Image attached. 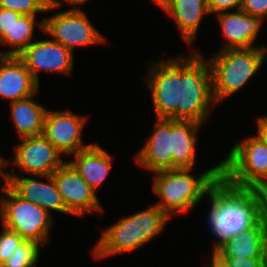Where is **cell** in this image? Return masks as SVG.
Returning <instances> with one entry per match:
<instances>
[{
    "label": "cell",
    "mask_w": 267,
    "mask_h": 267,
    "mask_svg": "<svg viewBox=\"0 0 267 267\" xmlns=\"http://www.w3.org/2000/svg\"><path fill=\"white\" fill-rule=\"evenodd\" d=\"M39 88L19 56L0 55V97L14 102L36 95Z\"/></svg>",
    "instance_id": "16"
},
{
    "label": "cell",
    "mask_w": 267,
    "mask_h": 267,
    "mask_svg": "<svg viewBox=\"0 0 267 267\" xmlns=\"http://www.w3.org/2000/svg\"><path fill=\"white\" fill-rule=\"evenodd\" d=\"M46 181L23 177L8 172V186L21 198L32 202L49 214L51 210L71 215L66 209L63 198L58 191L52 175L44 176Z\"/></svg>",
    "instance_id": "15"
},
{
    "label": "cell",
    "mask_w": 267,
    "mask_h": 267,
    "mask_svg": "<svg viewBox=\"0 0 267 267\" xmlns=\"http://www.w3.org/2000/svg\"><path fill=\"white\" fill-rule=\"evenodd\" d=\"M52 177L57 185L66 209L78 217L86 213L102 211L95 190L78 174L74 167L65 162Z\"/></svg>",
    "instance_id": "11"
},
{
    "label": "cell",
    "mask_w": 267,
    "mask_h": 267,
    "mask_svg": "<svg viewBox=\"0 0 267 267\" xmlns=\"http://www.w3.org/2000/svg\"><path fill=\"white\" fill-rule=\"evenodd\" d=\"M69 163L78 174L96 191L104 182L112 167V157L97 144L74 154Z\"/></svg>",
    "instance_id": "18"
},
{
    "label": "cell",
    "mask_w": 267,
    "mask_h": 267,
    "mask_svg": "<svg viewBox=\"0 0 267 267\" xmlns=\"http://www.w3.org/2000/svg\"><path fill=\"white\" fill-rule=\"evenodd\" d=\"M12 164L21 172H27L35 177L52 175L65 161L61 153L41 134L22 138L15 146Z\"/></svg>",
    "instance_id": "10"
},
{
    "label": "cell",
    "mask_w": 267,
    "mask_h": 267,
    "mask_svg": "<svg viewBox=\"0 0 267 267\" xmlns=\"http://www.w3.org/2000/svg\"><path fill=\"white\" fill-rule=\"evenodd\" d=\"M257 136L259 140L267 146V116H260L257 119Z\"/></svg>",
    "instance_id": "31"
},
{
    "label": "cell",
    "mask_w": 267,
    "mask_h": 267,
    "mask_svg": "<svg viewBox=\"0 0 267 267\" xmlns=\"http://www.w3.org/2000/svg\"><path fill=\"white\" fill-rule=\"evenodd\" d=\"M0 267H5V263L0 261Z\"/></svg>",
    "instance_id": "38"
},
{
    "label": "cell",
    "mask_w": 267,
    "mask_h": 267,
    "mask_svg": "<svg viewBox=\"0 0 267 267\" xmlns=\"http://www.w3.org/2000/svg\"><path fill=\"white\" fill-rule=\"evenodd\" d=\"M146 83L152 94L155 118L177 120L180 104L181 55L152 64Z\"/></svg>",
    "instance_id": "8"
},
{
    "label": "cell",
    "mask_w": 267,
    "mask_h": 267,
    "mask_svg": "<svg viewBox=\"0 0 267 267\" xmlns=\"http://www.w3.org/2000/svg\"><path fill=\"white\" fill-rule=\"evenodd\" d=\"M150 138L136 154L137 164L156 173L173 170V119L156 118Z\"/></svg>",
    "instance_id": "14"
},
{
    "label": "cell",
    "mask_w": 267,
    "mask_h": 267,
    "mask_svg": "<svg viewBox=\"0 0 267 267\" xmlns=\"http://www.w3.org/2000/svg\"><path fill=\"white\" fill-rule=\"evenodd\" d=\"M213 253L216 256L263 257V216L253 227L223 241Z\"/></svg>",
    "instance_id": "21"
},
{
    "label": "cell",
    "mask_w": 267,
    "mask_h": 267,
    "mask_svg": "<svg viewBox=\"0 0 267 267\" xmlns=\"http://www.w3.org/2000/svg\"><path fill=\"white\" fill-rule=\"evenodd\" d=\"M244 0H207L210 14L229 12L231 9L240 10Z\"/></svg>",
    "instance_id": "28"
},
{
    "label": "cell",
    "mask_w": 267,
    "mask_h": 267,
    "mask_svg": "<svg viewBox=\"0 0 267 267\" xmlns=\"http://www.w3.org/2000/svg\"><path fill=\"white\" fill-rule=\"evenodd\" d=\"M39 84V71L72 74L74 53L53 39L32 42L20 55Z\"/></svg>",
    "instance_id": "13"
},
{
    "label": "cell",
    "mask_w": 267,
    "mask_h": 267,
    "mask_svg": "<svg viewBox=\"0 0 267 267\" xmlns=\"http://www.w3.org/2000/svg\"><path fill=\"white\" fill-rule=\"evenodd\" d=\"M40 246L36 242L24 240L4 262L5 267H35L40 256Z\"/></svg>",
    "instance_id": "25"
},
{
    "label": "cell",
    "mask_w": 267,
    "mask_h": 267,
    "mask_svg": "<svg viewBox=\"0 0 267 267\" xmlns=\"http://www.w3.org/2000/svg\"><path fill=\"white\" fill-rule=\"evenodd\" d=\"M36 15H22L15 20L12 29L0 41L1 44L11 45L12 50L0 51L1 56H19L32 42Z\"/></svg>",
    "instance_id": "23"
},
{
    "label": "cell",
    "mask_w": 267,
    "mask_h": 267,
    "mask_svg": "<svg viewBox=\"0 0 267 267\" xmlns=\"http://www.w3.org/2000/svg\"><path fill=\"white\" fill-rule=\"evenodd\" d=\"M202 125L193 121L173 119V169H193L197 133Z\"/></svg>",
    "instance_id": "20"
},
{
    "label": "cell",
    "mask_w": 267,
    "mask_h": 267,
    "mask_svg": "<svg viewBox=\"0 0 267 267\" xmlns=\"http://www.w3.org/2000/svg\"><path fill=\"white\" fill-rule=\"evenodd\" d=\"M210 262L208 267H228L227 264L211 252Z\"/></svg>",
    "instance_id": "33"
},
{
    "label": "cell",
    "mask_w": 267,
    "mask_h": 267,
    "mask_svg": "<svg viewBox=\"0 0 267 267\" xmlns=\"http://www.w3.org/2000/svg\"><path fill=\"white\" fill-rule=\"evenodd\" d=\"M7 161L8 160H5L0 155V176H2V178L4 179L3 181L5 182H8V172L3 171L2 168H4V166H7V164H9Z\"/></svg>",
    "instance_id": "35"
},
{
    "label": "cell",
    "mask_w": 267,
    "mask_h": 267,
    "mask_svg": "<svg viewBox=\"0 0 267 267\" xmlns=\"http://www.w3.org/2000/svg\"><path fill=\"white\" fill-rule=\"evenodd\" d=\"M61 0H0V7L22 15H36L38 12H47L59 9Z\"/></svg>",
    "instance_id": "24"
},
{
    "label": "cell",
    "mask_w": 267,
    "mask_h": 267,
    "mask_svg": "<svg viewBox=\"0 0 267 267\" xmlns=\"http://www.w3.org/2000/svg\"><path fill=\"white\" fill-rule=\"evenodd\" d=\"M223 260L228 267H265L263 257H237L217 256Z\"/></svg>",
    "instance_id": "27"
},
{
    "label": "cell",
    "mask_w": 267,
    "mask_h": 267,
    "mask_svg": "<svg viewBox=\"0 0 267 267\" xmlns=\"http://www.w3.org/2000/svg\"><path fill=\"white\" fill-rule=\"evenodd\" d=\"M216 15L219 19L222 35L226 39L221 50L266 47L252 45L263 22L259 17L249 15L241 9Z\"/></svg>",
    "instance_id": "17"
},
{
    "label": "cell",
    "mask_w": 267,
    "mask_h": 267,
    "mask_svg": "<svg viewBox=\"0 0 267 267\" xmlns=\"http://www.w3.org/2000/svg\"><path fill=\"white\" fill-rule=\"evenodd\" d=\"M206 196L212 204L208 225L218 240L212 252L226 239L253 227L267 211V200L258 192L232 187L221 177Z\"/></svg>",
    "instance_id": "1"
},
{
    "label": "cell",
    "mask_w": 267,
    "mask_h": 267,
    "mask_svg": "<svg viewBox=\"0 0 267 267\" xmlns=\"http://www.w3.org/2000/svg\"><path fill=\"white\" fill-rule=\"evenodd\" d=\"M34 96L10 102L14 125L21 138L38 136L44 131L47 109L36 101L34 102L32 100Z\"/></svg>",
    "instance_id": "22"
},
{
    "label": "cell",
    "mask_w": 267,
    "mask_h": 267,
    "mask_svg": "<svg viewBox=\"0 0 267 267\" xmlns=\"http://www.w3.org/2000/svg\"><path fill=\"white\" fill-rule=\"evenodd\" d=\"M86 120V117L78 116L69 110L56 112L47 110L43 135L61 155H74L92 145L82 143L81 132Z\"/></svg>",
    "instance_id": "12"
},
{
    "label": "cell",
    "mask_w": 267,
    "mask_h": 267,
    "mask_svg": "<svg viewBox=\"0 0 267 267\" xmlns=\"http://www.w3.org/2000/svg\"><path fill=\"white\" fill-rule=\"evenodd\" d=\"M169 216L155 204L104 229L93 254L96 259L132 252L163 231Z\"/></svg>",
    "instance_id": "3"
},
{
    "label": "cell",
    "mask_w": 267,
    "mask_h": 267,
    "mask_svg": "<svg viewBox=\"0 0 267 267\" xmlns=\"http://www.w3.org/2000/svg\"><path fill=\"white\" fill-rule=\"evenodd\" d=\"M191 168L153 173V192L161 198L155 205L169 217L194 208L220 179V163L195 178ZM175 212V213H174Z\"/></svg>",
    "instance_id": "2"
},
{
    "label": "cell",
    "mask_w": 267,
    "mask_h": 267,
    "mask_svg": "<svg viewBox=\"0 0 267 267\" xmlns=\"http://www.w3.org/2000/svg\"><path fill=\"white\" fill-rule=\"evenodd\" d=\"M1 190L4 192V197L0 198L2 226L18 233L24 240L41 246L45 244L52 227V215L40 206L19 197L8 186V182H4Z\"/></svg>",
    "instance_id": "7"
},
{
    "label": "cell",
    "mask_w": 267,
    "mask_h": 267,
    "mask_svg": "<svg viewBox=\"0 0 267 267\" xmlns=\"http://www.w3.org/2000/svg\"><path fill=\"white\" fill-rule=\"evenodd\" d=\"M254 190L267 200V177Z\"/></svg>",
    "instance_id": "34"
},
{
    "label": "cell",
    "mask_w": 267,
    "mask_h": 267,
    "mask_svg": "<svg viewBox=\"0 0 267 267\" xmlns=\"http://www.w3.org/2000/svg\"><path fill=\"white\" fill-rule=\"evenodd\" d=\"M241 10L263 21L267 17V0H244Z\"/></svg>",
    "instance_id": "29"
},
{
    "label": "cell",
    "mask_w": 267,
    "mask_h": 267,
    "mask_svg": "<svg viewBox=\"0 0 267 267\" xmlns=\"http://www.w3.org/2000/svg\"><path fill=\"white\" fill-rule=\"evenodd\" d=\"M212 70L208 60L199 51L188 57L181 56L180 104L177 120L205 123L210 106L215 104ZM212 104V105H211Z\"/></svg>",
    "instance_id": "4"
},
{
    "label": "cell",
    "mask_w": 267,
    "mask_h": 267,
    "mask_svg": "<svg viewBox=\"0 0 267 267\" xmlns=\"http://www.w3.org/2000/svg\"><path fill=\"white\" fill-rule=\"evenodd\" d=\"M263 260L267 267V211L263 214Z\"/></svg>",
    "instance_id": "32"
},
{
    "label": "cell",
    "mask_w": 267,
    "mask_h": 267,
    "mask_svg": "<svg viewBox=\"0 0 267 267\" xmlns=\"http://www.w3.org/2000/svg\"><path fill=\"white\" fill-rule=\"evenodd\" d=\"M221 178L239 189H255L267 177V146L257 136L235 144L220 162Z\"/></svg>",
    "instance_id": "6"
},
{
    "label": "cell",
    "mask_w": 267,
    "mask_h": 267,
    "mask_svg": "<svg viewBox=\"0 0 267 267\" xmlns=\"http://www.w3.org/2000/svg\"><path fill=\"white\" fill-rule=\"evenodd\" d=\"M164 11L175 19L182 38L189 46L200 28L202 16L210 14L207 0H171Z\"/></svg>",
    "instance_id": "19"
},
{
    "label": "cell",
    "mask_w": 267,
    "mask_h": 267,
    "mask_svg": "<svg viewBox=\"0 0 267 267\" xmlns=\"http://www.w3.org/2000/svg\"><path fill=\"white\" fill-rule=\"evenodd\" d=\"M267 47L226 49L209 59L216 103L240 90L266 59Z\"/></svg>",
    "instance_id": "5"
},
{
    "label": "cell",
    "mask_w": 267,
    "mask_h": 267,
    "mask_svg": "<svg viewBox=\"0 0 267 267\" xmlns=\"http://www.w3.org/2000/svg\"><path fill=\"white\" fill-rule=\"evenodd\" d=\"M156 5L160 6L163 10L170 4L171 0H153Z\"/></svg>",
    "instance_id": "37"
},
{
    "label": "cell",
    "mask_w": 267,
    "mask_h": 267,
    "mask_svg": "<svg viewBox=\"0 0 267 267\" xmlns=\"http://www.w3.org/2000/svg\"><path fill=\"white\" fill-rule=\"evenodd\" d=\"M80 7L55 13L38 21L40 29L53 40L73 53L75 46H88L104 43L105 38L95 29Z\"/></svg>",
    "instance_id": "9"
},
{
    "label": "cell",
    "mask_w": 267,
    "mask_h": 267,
    "mask_svg": "<svg viewBox=\"0 0 267 267\" xmlns=\"http://www.w3.org/2000/svg\"><path fill=\"white\" fill-rule=\"evenodd\" d=\"M64 1L67 2L70 5H74V9H77L76 5L85 4L89 0H64Z\"/></svg>",
    "instance_id": "36"
},
{
    "label": "cell",
    "mask_w": 267,
    "mask_h": 267,
    "mask_svg": "<svg viewBox=\"0 0 267 267\" xmlns=\"http://www.w3.org/2000/svg\"><path fill=\"white\" fill-rule=\"evenodd\" d=\"M22 14L12 10L0 7V41L11 31L15 20H18Z\"/></svg>",
    "instance_id": "30"
},
{
    "label": "cell",
    "mask_w": 267,
    "mask_h": 267,
    "mask_svg": "<svg viewBox=\"0 0 267 267\" xmlns=\"http://www.w3.org/2000/svg\"><path fill=\"white\" fill-rule=\"evenodd\" d=\"M0 234V261L5 262L9 259L15 249L24 241V239L16 232L11 231L2 226Z\"/></svg>",
    "instance_id": "26"
}]
</instances>
